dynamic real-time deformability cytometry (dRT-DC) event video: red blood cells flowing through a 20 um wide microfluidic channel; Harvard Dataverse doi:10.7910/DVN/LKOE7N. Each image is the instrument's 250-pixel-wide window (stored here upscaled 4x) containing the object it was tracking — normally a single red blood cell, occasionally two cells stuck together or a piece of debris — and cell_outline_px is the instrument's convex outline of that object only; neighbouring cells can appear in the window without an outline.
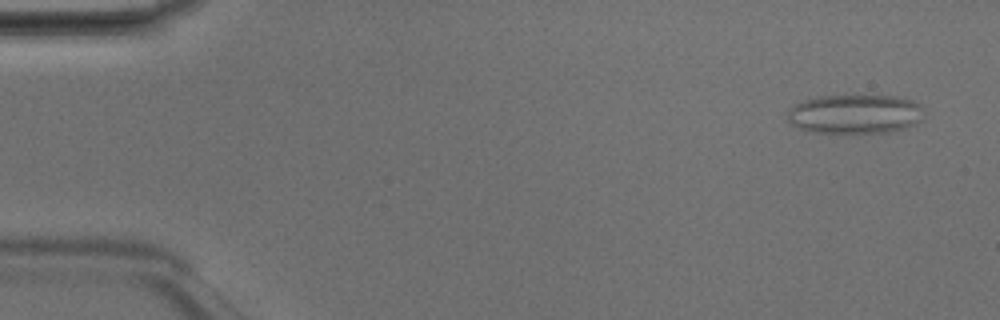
{"species": "Egyptian fruit bat (a non-hibernating species)", "species_latin": "Rousettus aegyptiacus", "temperature_condition": "room temperature", "stored_images_in_passage": 47, "camera_frame_rate_fps": 3000, "um_per_image_px": 0.085, "animal": {"sex": "male"}, "frame": {"image": 1, "passage_image": 3, "time_ms": 0.667, "image_size_px": [1000, 320], "cell_outline_px": [[924, 120], [904, 128], [888, 132], [816, 132], [800, 128], [792, 124], [788, 120], [788, 112], [792, 104], [816, 96], [900, 96], [912, 100], [920, 104], [924, 108]], "centroid_in_image_um": [72.72, 9.67], "position_along_channel_um": 12.3, "area_um2": 31.27}}
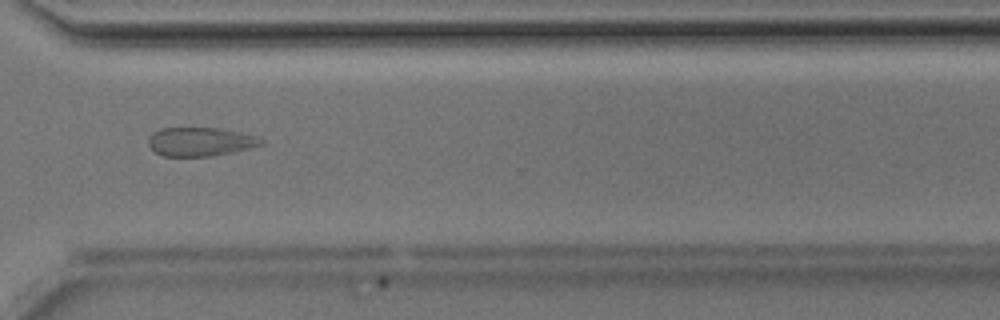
{"frame": {"image": 2, "passage_image": 36, "time_ms": 11.667, "image_size_px": [1000, 320], "cell_outline_px": [[264, 144], [252, 148], [208, 156], [160, 156], [148, 144], [148, 140], [152, 132], [160, 128], [220, 128], [240, 132], [256, 136], [264, 140]], "centroid_in_image_um": [17.03, 12.04], "position_along_channel_um": 353.6, "area_um2": 18.9}}
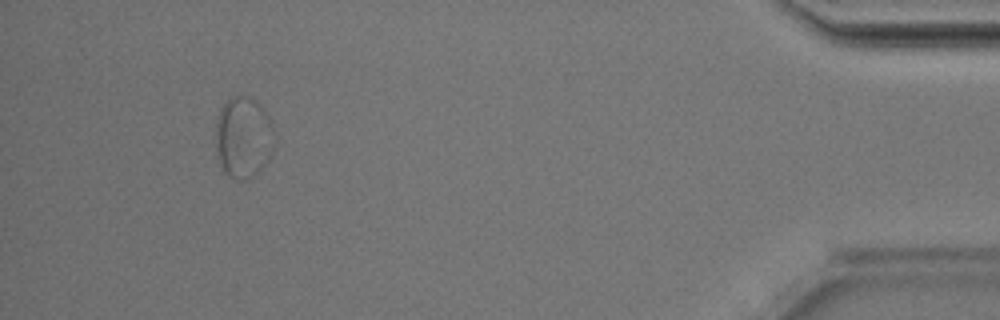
{"frame": {"image": 3, "passage_image": 45, "time_ms": 14.667, "image_size_px": [1000, 320], "cell_outline_px": [[276, 140], [264, 164], [252, 176], [244, 180], [236, 180], [228, 176], [224, 172], [216, 156], [216, 120], [224, 104], [232, 96], [248, 96], [260, 104], [264, 108], [272, 120], [276, 132]], "centroid_in_image_um": [20.7, 11.66], "position_along_channel_um": 414.5, "area_um2": 28.09}}